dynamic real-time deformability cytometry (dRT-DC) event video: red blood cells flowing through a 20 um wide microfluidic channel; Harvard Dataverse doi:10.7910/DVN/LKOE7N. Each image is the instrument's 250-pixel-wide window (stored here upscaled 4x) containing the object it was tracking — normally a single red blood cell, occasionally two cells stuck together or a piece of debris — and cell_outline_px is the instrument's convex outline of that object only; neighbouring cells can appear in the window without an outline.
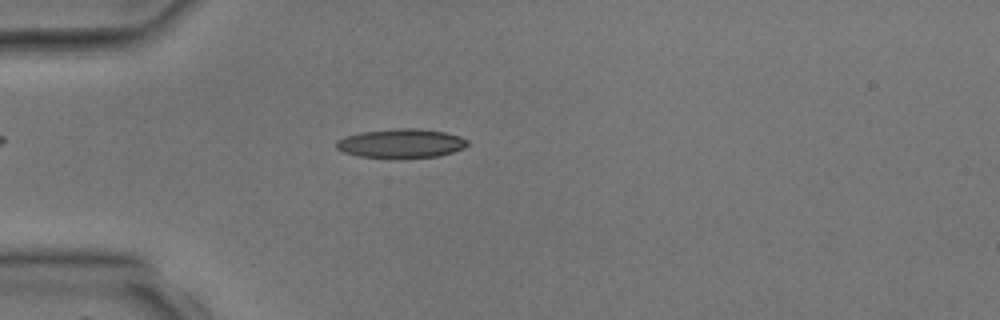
{"species": "common noctule bat (a hibernating species)", "species_latin": "Nyctalus noctula", "temperature_condition": "room temperature", "stored_images_in_passage": 1, "camera_frame_rate_fps": 3000, "um_per_image_px": 0.085, "animal": {"sex": "male", "body_mass_g": 17.9, "forearm_length_mm": 54.2}, "frame": {"image": 1, "passage_image": 1, "time_ms": 0.0, "image_size_px": [1000, 320], "cell_outline_px": [[468, 144], [464, 148], [440, 156], [360, 156], [344, 152], [336, 148], [336, 140], [344, 136], [364, 132], [392, 128], [416, 128], [444, 132], [460, 136], [468, 140]], "centroid_in_image_um": [34.11, 12.15], "position_along_channel_um": 50.9, "area_um2": 21.62}}